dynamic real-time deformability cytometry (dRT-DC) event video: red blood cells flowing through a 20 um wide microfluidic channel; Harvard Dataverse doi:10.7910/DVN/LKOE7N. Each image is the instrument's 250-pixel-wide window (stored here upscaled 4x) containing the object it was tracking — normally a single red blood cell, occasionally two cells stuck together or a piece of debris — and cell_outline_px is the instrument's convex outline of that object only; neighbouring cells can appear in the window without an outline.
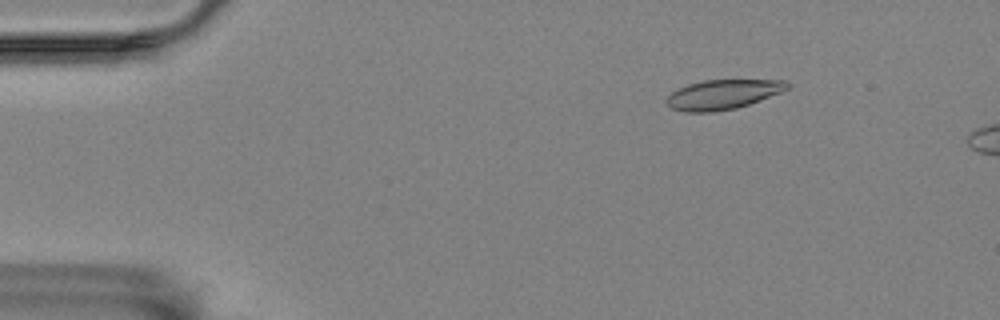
{"species": "Egyptian fruit bat (a non-hibernating species)", "species_latin": "Rousettus aegyptiacus", "temperature_condition": "room temperature", "stored_images_in_passage": 5, "camera_frame_rate_fps": 3000, "um_per_image_px": 0.085, "animal": {"sex": "female"}, "frame": {"image": 1, "passage_image": 3, "time_ms": 2.0, "image_size_px": [1000, 320], "cell_outline_px": [[792, 84], [788, 88], [780, 92], [748, 104], [736, 108], [712, 112], [684, 112], [672, 108], [668, 104], [668, 96], [672, 92], [688, 84], [704, 80], [788, 80]], "centroid_in_image_um": [61.47, 8.02], "position_along_channel_um": 23.5, "area_um2": 20.58}}